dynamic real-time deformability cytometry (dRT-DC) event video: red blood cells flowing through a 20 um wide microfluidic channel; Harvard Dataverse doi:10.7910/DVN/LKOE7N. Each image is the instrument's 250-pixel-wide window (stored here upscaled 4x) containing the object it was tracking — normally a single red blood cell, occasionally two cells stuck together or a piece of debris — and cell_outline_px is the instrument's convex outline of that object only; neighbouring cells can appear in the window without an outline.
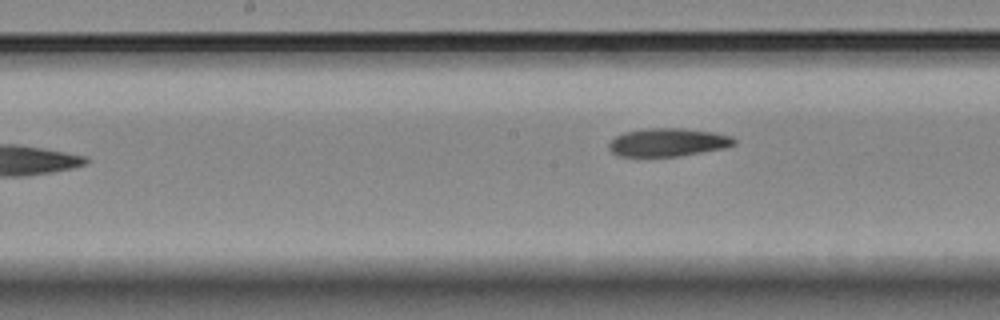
{"species": "Egyptian fruit bat (a non-hibernating species)", "species_latin": "Rousettus aegyptiacus", "temperature_condition": "room temperature", "stored_images_in_passage": 8, "camera_frame_rate_fps": 3000, "um_per_image_px": 0.085, "animal": {"sex": "female"}, "frame": {"image": 1, "passage_image": 8, "time_ms": 9.667, "image_size_px": [1000, 320], "cell_outline_px": [[736, 144], [724, 148], [676, 156], [616, 156], [608, 148], [608, 144], [616, 136], [624, 132], [644, 128], [684, 128], [712, 132], [732, 136], [736, 140]], "centroid_in_image_um": [56.75, 12.09], "position_along_channel_um": 191.4, "area_um2": 20.52}}